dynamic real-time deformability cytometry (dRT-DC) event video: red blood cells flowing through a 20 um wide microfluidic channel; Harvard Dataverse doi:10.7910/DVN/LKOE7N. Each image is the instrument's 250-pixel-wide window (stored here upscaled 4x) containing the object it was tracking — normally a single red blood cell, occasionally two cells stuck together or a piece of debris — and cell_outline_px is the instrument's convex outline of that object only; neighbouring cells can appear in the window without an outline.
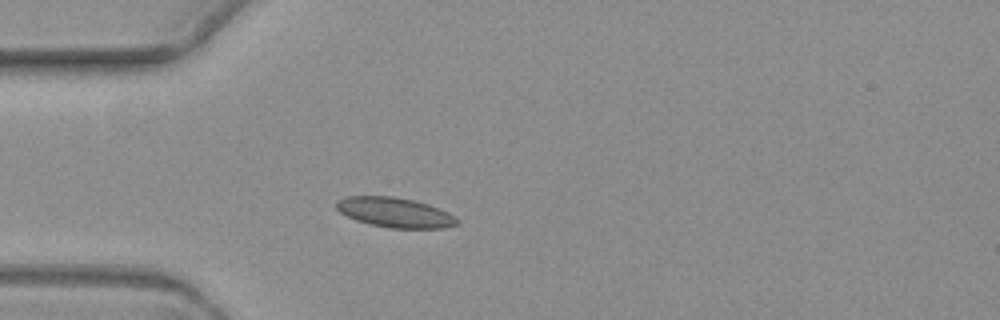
{"species": "common noctule bat (a hibernating species)", "species_latin": "Nyctalus noctula", "temperature_condition": "warm", "stored_images_in_passage": 3, "camera_frame_rate_fps": 3000, "um_per_image_px": 0.085, "animal": {"sex": "female", "body_mass_g": 19.3, "forearm_length_mm": 54.1}, "frame": {"image": 1, "passage_image": 3, "time_ms": 3.667, "image_size_px": [1000, 320], "cell_outline_px": [[460, 220], [456, 224], [444, 228], [392, 228], [368, 224], [356, 220], [340, 212], [336, 208], [336, 200], [348, 196], [392, 196], [412, 200], [428, 204], [448, 212]], "centroid_in_image_um": [33.55, 18.06], "position_along_channel_um": 51.4, "area_um2": 20.92}}